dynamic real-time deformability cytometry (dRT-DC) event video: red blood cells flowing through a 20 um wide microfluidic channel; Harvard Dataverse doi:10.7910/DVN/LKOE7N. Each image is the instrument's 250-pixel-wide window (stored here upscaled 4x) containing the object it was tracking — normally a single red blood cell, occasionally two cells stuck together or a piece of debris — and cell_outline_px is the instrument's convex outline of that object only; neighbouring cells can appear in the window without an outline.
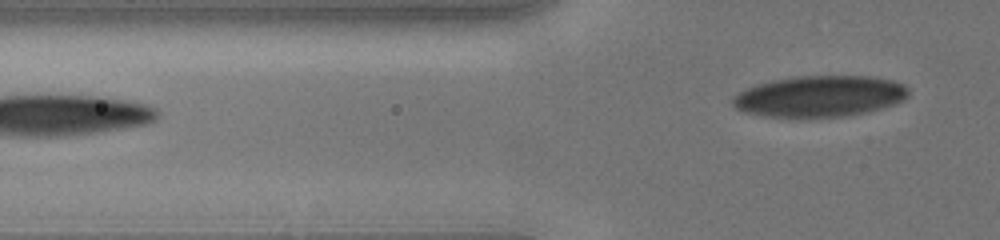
{"species": "human", "species_latin": "Homo sapiens", "temperature_condition": "cold", "stored_images_in_passage": 14, "camera_frame_rate_fps": 3000, "um_per_image_px": 0.085, "donor": {"sex": "male"}, "frame": {"image": 1, "passage_image": 14, "time_ms": 5.333, "image_size_px": [1000, 240], "cell_outline_px": [[908, 96], [904, 100], [868, 112], [848, 116], [760, 116], [744, 112], [736, 108], [732, 104], [732, 96], [748, 88], [772, 80], [796, 76], [872, 76], [892, 80], [904, 84], [908, 88]], "centroid_in_image_um": [69.69, 8.17], "position_along_channel_um": 56.1, "area_um2": 41.91}}